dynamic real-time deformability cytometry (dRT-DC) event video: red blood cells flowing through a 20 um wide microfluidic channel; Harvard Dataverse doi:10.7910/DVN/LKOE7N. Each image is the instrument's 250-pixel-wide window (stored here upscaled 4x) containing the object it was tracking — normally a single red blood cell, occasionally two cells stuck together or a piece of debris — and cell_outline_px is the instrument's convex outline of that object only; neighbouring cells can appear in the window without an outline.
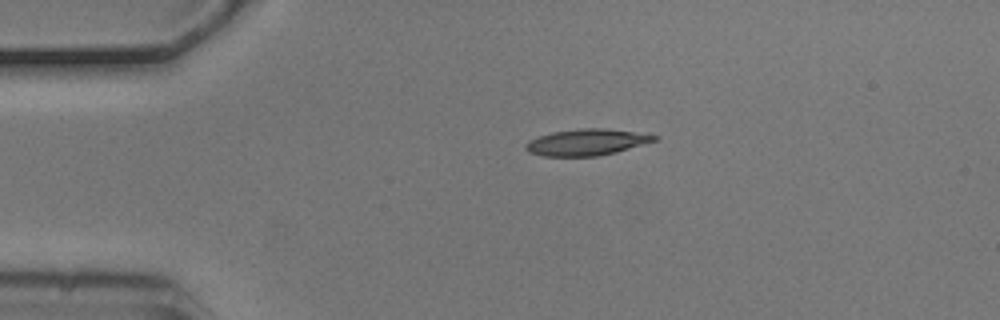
{"species": "common noctule bat (a hibernating species)", "species_latin": "Nyctalus noctula", "temperature_condition": "cold", "stored_images_in_passage": 2, "camera_frame_rate_fps": 3000, "um_per_image_px": 0.085, "animal": {"sex": "male", "body_mass_g": 20.5, "forearm_length_mm": 52.5}, "frame": {"image": 1, "passage_image": 1, "time_ms": 0.0, "image_size_px": [1000, 320], "cell_outline_px": [[660, 136], [656, 140], [616, 152], [596, 156], [544, 156], [528, 152], [524, 148], [524, 144], [528, 140], [552, 132], [580, 128], [604, 128], [648, 132]], "centroid_in_image_um": [49.91, 12.07], "position_along_channel_um": 35.1, "area_um2": 20.06}}